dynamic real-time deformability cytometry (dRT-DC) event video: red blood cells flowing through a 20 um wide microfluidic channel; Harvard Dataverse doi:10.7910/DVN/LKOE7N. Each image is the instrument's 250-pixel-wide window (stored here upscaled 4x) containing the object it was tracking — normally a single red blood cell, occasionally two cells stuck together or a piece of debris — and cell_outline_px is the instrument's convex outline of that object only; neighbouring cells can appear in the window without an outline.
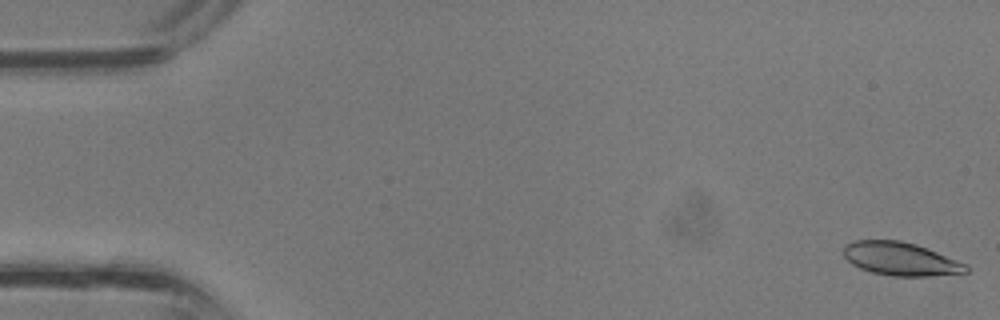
{"species": "common noctule bat (a hibernating species)", "species_latin": "Nyctalus noctula", "temperature_condition": "room temperature", "stored_images_in_passage": 37, "camera_frame_rate_fps": 3000, "um_per_image_px": 0.085, "animal": {"sex": "male", "body_mass_g": 13.3}, "frame": {"image": 1, "passage_image": 1, "time_ms": 0.0, "image_size_px": [1000, 320], "cell_outline_px": [[968, 272], [932, 276], [892, 276], [872, 272], [860, 268], [852, 264], [844, 256], [844, 244], [856, 240], [900, 240], [916, 244], [968, 264]], "centroid_in_image_um": [76.56, 22.0], "position_along_channel_um": 8.4, "area_um2": 23.76}}
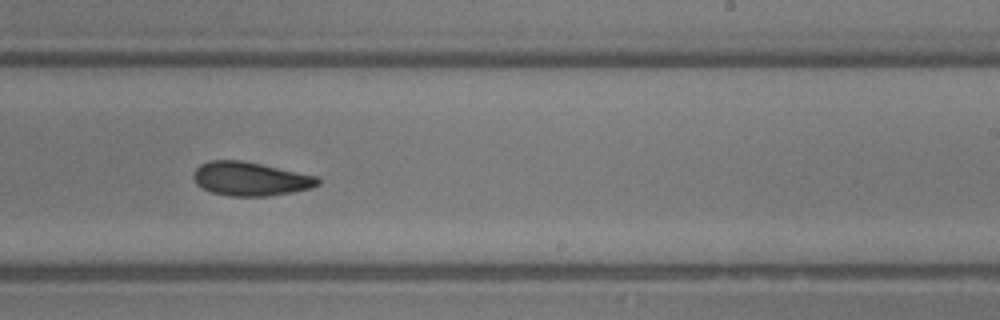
{"frame": {"image": 2, "passage_image": 23, "time_ms": 7.333, "image_size_px": [1000, 320], "cell_outline_px": [[320, 184], [312, 188], [292, 192], [268, 196], [228, 196], [212, 192], [200, 188], [196, 184], [192, 176], [192, 172], [200, 164], [208, 160], [240, 160], [260, 164], [316, 176], [320, 180]], "centroid_in_image_um": [21.23, 15.21], "position_along_channel_um": 267.8, "area_um2": 24.57}}
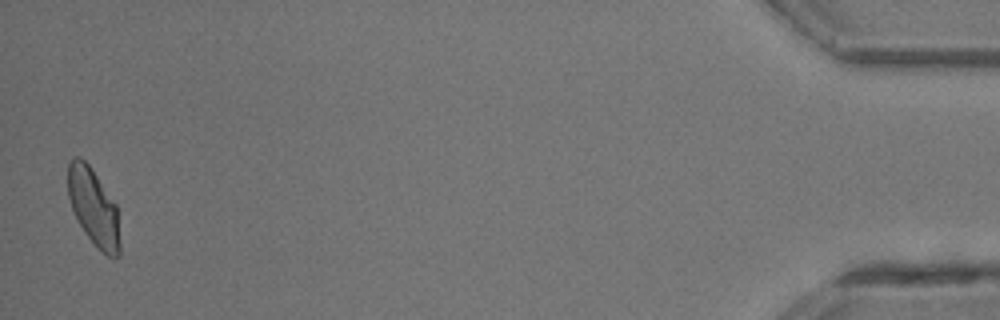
{"frame": {"image": 3, "passage_image": 37, "time_ms": 12.0, "image_size_px": [1000, 320], "cell_outline_px": [[120, 256], [108, 256], [84, 232], [72, 208], [68, 196], [68, 164], [76, 156], [80, 156], [92, 168], [116, 204], [120, 240]], "centroid_in_image_um": [7.96, 17.57], "position_along_channel_um": 427.2, "area_um2": 22.95}}